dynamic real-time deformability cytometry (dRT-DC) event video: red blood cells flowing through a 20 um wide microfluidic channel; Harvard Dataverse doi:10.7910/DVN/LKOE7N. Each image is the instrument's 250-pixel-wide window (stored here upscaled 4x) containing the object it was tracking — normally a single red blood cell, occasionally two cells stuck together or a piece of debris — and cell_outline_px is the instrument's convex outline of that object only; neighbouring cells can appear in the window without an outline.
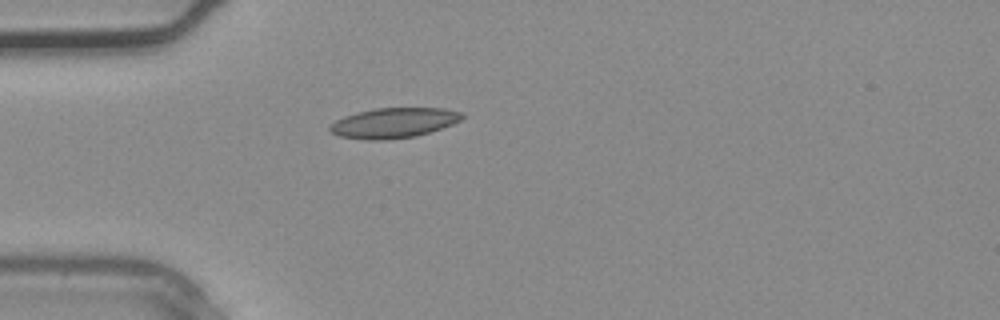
{"species": "common noctule bat (a hibernating species)", "species_latin": "Nyctalus noctula", "temperature_condition": "warm", "stored_images_in_passage": 1, "camera_frame_rate_fps": 3000, "um_per_image_px": 0.085, "animal": {"sex": "male", "body_mass_g": 20.4}, "frame": {"image": 1, "passage_image": 1, "time_ms": 0.0, "image_size_px": [1000, 320], "cell_outline_px": [[464, 116], [460, 120], [452, 124], [416, 136], [388, 140], [368, 140], [340, 136], [328, 132], [328, 124], [344, 116], [356, 112], [376, 108], [444, 108], [464, 112]], "centroid_in_image_um": [33.42, 10.44], "position_along_channel_um": 51.6, "area_um2": 23.35}}